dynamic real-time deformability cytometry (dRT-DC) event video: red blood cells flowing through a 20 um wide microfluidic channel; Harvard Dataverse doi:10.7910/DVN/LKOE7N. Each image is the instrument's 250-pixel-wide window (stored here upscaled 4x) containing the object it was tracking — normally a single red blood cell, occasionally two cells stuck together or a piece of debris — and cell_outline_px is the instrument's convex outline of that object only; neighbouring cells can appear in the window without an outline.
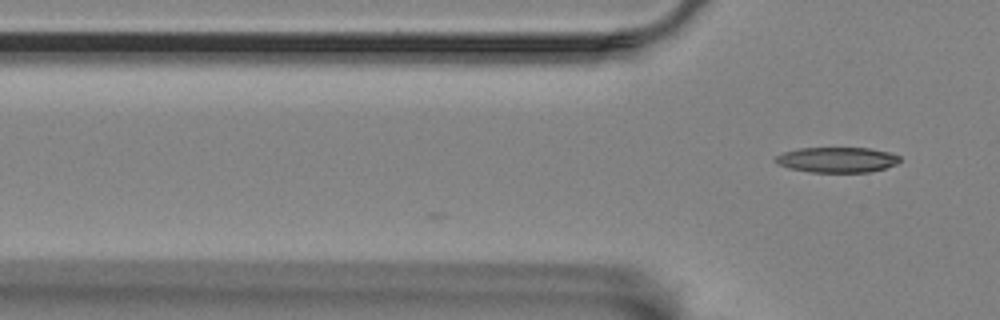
{"species": "Egyptian fruit bat (a non-hibernating species)", "species_latin": "Rousettus aegyptiacus", "temperature_condition": "room temperature", "stored_images_in_passage": 3, "camera_frame_rate_fps": 3000, "um_per_image_px": 0.085, "animal": {"sex": "female"}, "frame": {"image": 1, "passage_image": 3, "time_ms": 0.667, "image_size_px": [1000, 320], "cell_outline_px": [[900, 160], [896, 164], [884, 168], [868, 172], [812, 172], [788, 168], [772, 160], [776, 156], [784, 152], [800, 148], [868, 148], [888, 152], [900, 156]], "centroid_in_image_um": [71.13, 13.58], "position_along_channel_um": 54.7, "area_um2": 18.21}}